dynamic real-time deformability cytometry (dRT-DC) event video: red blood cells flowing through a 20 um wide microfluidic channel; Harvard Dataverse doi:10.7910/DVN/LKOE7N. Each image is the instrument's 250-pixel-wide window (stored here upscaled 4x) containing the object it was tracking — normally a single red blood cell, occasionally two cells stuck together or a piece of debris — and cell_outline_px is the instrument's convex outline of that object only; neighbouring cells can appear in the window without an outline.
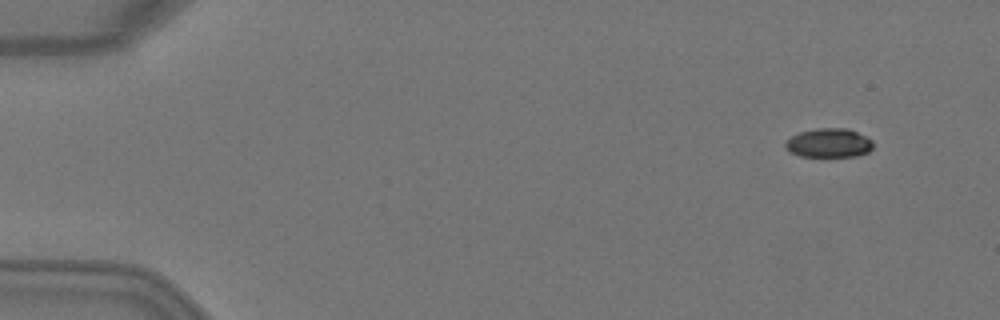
{"species": "Egyptian fruit bat (a non-hibernating species)", "species_latin": "Rousettus aegyptiacus", "temperature_condition": "warm", "stored_images_in_passage": 5, "camera_frame_rate_fps": 3000, "um_per_image_px": 0.085, "animal": {"sex": "female"}, "frame": {"image": 1, "passage_image": 2, "time_ms": 0.333, "image_size_px": [1000, 320], "cell_outline_px": [[872, 148], [868, 152], [856, 156], [828, 160], [800, 156], [788, 152], [784, 148], [784, 140], [800, 132], [816, 128], [848, 128], [872, 140]], "centroid_in_image_um": [70.39, 12.21], "position_along_channel_um": 14.6, "area_um2": 15.72}}
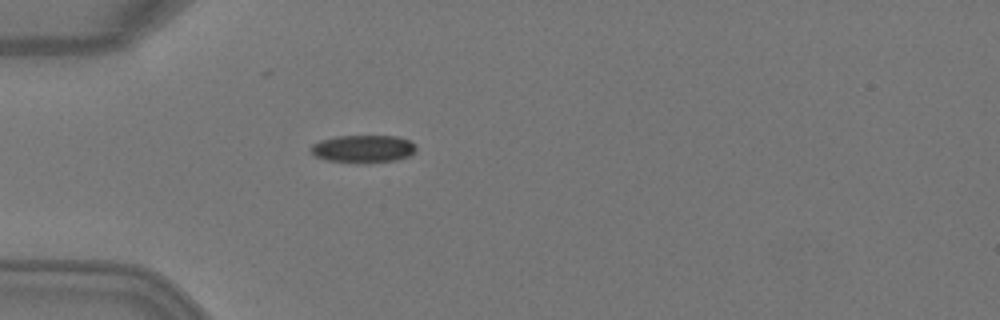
{"frame": {"image": 2, "passage_image": 5, "time_ms": 1.333, "image_size_px": [1000, 320], "cell_outline_px": [[416, 152], [408, 156], [396, 160], [368, 164], [356, 164], [328, 160], [316, 156], [308, 148], [312, 144], [320, 140], [336, 136], [396, 136], [408, 140], [416, 144]], "centroid_in_image_um": [30.87, 12.67], "position_along_channel_um": 54.1, "area_um2": 17.34}}